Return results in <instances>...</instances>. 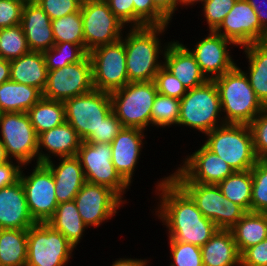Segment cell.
Listing matches in <instances>:
<instances>
[{"instance_id": "55", "label": "cell", "mask_w": 267, "mask_h": 266, "mask_svg": "<svg viewBox=\"0 0 267 266\" xmlns=\"http://www.w3.org/2000/svg\"><path fill=\"white\" fill-rule=\"evenodd\" d=\"M206 0H177V10H178V6L182 5V6H193L194 4L196 5L197 3H200L203 5V3L205 2Z\"/></svg>"}, {"instance_id": "37", "label": "cell", "mask_w": 267, "mask_h": 266, "mask_svg": "<svg viewBox=\"0 0 267 266\" xmlns=\"http://www.w3.org/2000/svg\"><path fill=\"white\" fill-rule=\"evenodd\" d=\"M30 52L20 24L0 29V58L12 61Z\"/></svg>"}, {"instance_id": "7", "label": "cell", "mask_w": 267, "mask_h": 266, "mask_svg": "<svg viewBox=\"0 0 267 266\" xmlns=\"http://www.w3.org/2000/svg\"><path fill=\"white\" fill-rule=\"evenodd\" d=\"M75 249L47 223H35L27 229L26 266H66Z\"/></svg>"}, {"instance_id": "13", "label": "cell", "mask_w": 267, "mask_h": 266, "mask_svg": "<svg viewBox=\"0 0 267 266\" xmlns=\"http://www.w3.org/2000/svg\"><path fill=\"white\" fill-rule=\"evenodd\" d=\"M177 184L192 198L203 216L219 229H231L246 213L241 206L225 198L217 185Z\"/></svg>"}, {"instance_id": "6", "label": "cell", "mask_w": 267, "mask_h": 266, "mask_svg": "<svg viewBox=\"0 0 267 266\" xmlns=\"http://www.w3.org/2000/svg\"><path fill=\"white\" fill-rule=\"evenodd\" d=\"M157 93L154 81L129 82L110 93L112 111L123 127L145 131L151 126L152 106Z\"/></svg>"}, {"instance_id": "24", "label": "cell", "mask_w": 267, "mask_h": 266, "mask_svg": "<svg viewBox=\"0 0 267 266\" xmlns=\"http://www.w3.org/2000/svg\"><path fill=\"white\" fill-rule=\"evenodd\" d=\"M81 142L82 140L75 129L65 121L58 127H54L38 136V163H46L52 160L51 156L55 158L76 156Z\"/></svg>"}, {"instance_id": "19", "label": "cell", "mask_w": 267, "mask_h": 266, "mask_svg": "<svg viewBox=\"0 0 267 266\" xmlns=\"http://www.w3.org/2000/svg\"><path fill=\"white\" fill-rule=\"evenodd\" d=\"M194 44L196 45L190 52L208 80L222 76L237 65L229 52V50L231 51L230 46L232 45L233 48L236 45L215 31H209L205 38Z\"/></svg>"}, {"instance_id": "20", "label": "cell", "mask_w": 267, "mask_h": 266, "mask_svg": "<svg viewBox=\"0 0 267 266\" xmlns=\"http://www.w3.org/2000/svg\"><path fill=\"white\" fill-rule=\"evenodd\" d=\"M145 131L138 128L123 127L111 142L112 163L122 179L131 186L136 165L139 163Z\"/></svg>"}, {"instance_id": "43", "label": "cell", "mask_w": 267, "mask_h": 266, "mask_svg": "<svg viewBox=\"0 0 267 266\" xmlns=\"http://www.w3.org/2000/svg\"><path fill=\"white\" fill-rule=\"evenodd\" d=\"M154 82L161 95L180 100L187 93V88L164 66L157 72Z\"/></svg>"}, {"instance_id": "48", "label": "cell", "mask_w": 267, "mask_h": 266, "mask_svg": "<svg viewBox=\"0 0 267 266\" xmlns=\"http://www.w3.org/2000/svg\"><path fill=\"white\" fill-rule=\"evenodd\" d=\"M240 256V266H267V238L247 248Z\"/></svg>"}, {"instance_id": "5", "label": "cell", "mask_w": 267, "mask_h": 266, "mask_svg": "<svg viewBox=\"0 0 267 266\" xmlns=\"http://www.w3.org/2000/svg\"><path fill=\"white\" fill-rule=\"evenodd\" d=\"M223 124L225 122L219 92L214 80H207L200 86L188 89L180 99L178 126L193 128L207 134Z\"/></svg>"}, {"instance_id": "52", "label": "cell", "mask_w": 267, "mask_h": 266, "mask_svg": "<svg viewBox=\"0 0 267 266\" xmlns=\"http://www.w3.org/2000/svg\"><path fill=\"white\" fill-rule=\"evenodd\" d=\"M247 2L252 6L255 10L260 25L267 32V0H247Z\"/></svg>"}, {"instance_id": "23", "label": "cell", "mask_w": 267, "mask_h": 266, "mask_svg": "<svg viewBox=\"0 0 267 266\" xmlns=\"http://www.w3.org/2000/svg\"><path fill=\"white\" fill-rule=\"evenodd\" d=\"M36 222L31 216L20 179L0 189V229H28Z\"/></svg>"}, {"instance_id": "9", "label": "cell", "mask_w": 267, "mask_h": 266, "mask_svg": "<svg viewBox=\"0 0 267 266\" xmlns=\"http://www.w3.org/2000/svg\"><path fill=\"white\" fill-rule=\"evenodd\" d=\"M76 157L80 161L87 182L106 186L113 190L125 203L127 202L123 196L130 186L115 170L112 163L110 143L82 141Z\"/></svg>"}, {"instance_id": "11", "label": "cell", "mask_w": 267, "mask_h": 266, "mask_svg": "<svg viewBox=\"0 0 267 266\" xmlns=\"http://www.w3.org/2000/svg\"><path fill=\"white\" fill-rule=\"evenodd\" d=\"M66 121L82 141L97 133L102 120L112 112L109 92L93 89L91 92L64 101Z\"/></svg>"}, {"instance_id": "27", "label": "cell", "mask_w": 267, "mask_h": 266, "mask_svg": "<svg viewBox=\"0 0 267 266\" xmlns=\"http://www.w3.org/2000/svg\"><path fill=\"white\" fill-rule=\"evenodd\" d=\"M47 73L43 52L30 51L10 61V80L36 87L42 93L47 83Z\"/></svg>"}, {"instance_id": "35", "label": "cell", "mask_w": 267, "mask_h": 266, "mask_svg": "<svg viewBox=\"0 0 267 266\" xmlns=\"http://www.w3.org/2000/svg\"><path fill=\"white\" fill-rule=\"evenodd\" d=\"M87 55L85 45L70 42L55 43L53 47L43 52L47 70L63 68L69 64L82 61Z\"/></svg>"}, {"instance_id": "53", "label": "cell", "mask_w": 267, "mask_h": 266, "mask_svg": "<svg viewBox=\"0 0 267 266\" xmlns=\"http://www.w3.org/2000/svg\"><path fill=\"white\" fill-rule=\"evenodd\" d=\"M147 259H134L133 258H118V260H115L112 262V265L110 266H148Z\"/></svg>"}, {"instance_id": "21", "label": "cell", "mask_w": 267, "mask_h": 266, "mask_svg": "<svg viewBox=\"0 0 267 266\" xmlns=\"http://www.w3.org/2000/svg\"><path fill=\"white\" fill-rule=\"evenodd\" d=\"M20 25L30 51L44 52L55 44L51 19L34 0L24 3Z\"/></svg>"}, {"instance_id": "10", "label": "cell", "mask_w": 267, "mask_h": 266, "mask_svg": "<svg viewBox=\"0 0 267 266\" xmlns=\"http://www.w3.org/2000/svg\"><path fill=\"white\" fill-rule=\"evenodd\" d=\"M80 10L84 45L88 53L123 37L122 31L127 27L114 15L104 0H83Z\"/></svg>"}, {"instance_id": "33", "label": "cell", "mask_w": 267, "mask_h": 266, "mask_svg": "<svg viewBox=\"0 0 267 266\" xmlns=\"http://www.w3.org/2000/svg\"><path fill=\"white\" fill-rule=\"evenodd\" d=\"M27 113L37 136L66 121L64 102L44 97L33 105Z\"/></svg>"}, {"instance_id": "39", "label": "cell", "mask_w": 267, "mask_h": 266, "mask_svg": "<svg viewBox=\"0 0 267 266\" xmlns=\"http://www.w3.org/2000/svg\"><path fill=\"white\" fill-rule=\"evenodd\" d=\"M251 212L267 213V166L259 160L251 168Z\"/></svg>"}, {"instance_id": "42", "label": "cell", "mask_w": 267, "mask_h": 266, "mask_svg": "<svg viewBox=\"0 0 267 266\" xmlns=\"http://www.w3.org/2000/svg\"><path fill=\"white\" fill-rule=\"evenodd\" d=\"M237 0H206L203 5L204 18L208 24L207 30L215 31L231 11Z\"/></svg>"}, {"instance_id": "15", "label": "cell", "mask_w": 267, "mask_h": 266, "mask_svg": "<svg viewBox=\"0 0 267 266\" xmlns=\"http://www.w3.org/2000/svg\"><path fill=\"white\" fill-rule=\"evenodd\" d=\"M183 164L169 176L176 183H201L217 185L235 171L221 157L209 150L204 144L188 154Z\"/></svg>"}, {"instance_id": "14", "label": "cell", "mask_w": 267, "mask_h": 266, "mask_svg": "<svg viewBox=\"0 0 267 266\" xmlns=\"http://www.w3.org/2000/svg\"><path fill=\"white\" fill-rule=\"evenodd\" d=\"M31 174L21 169L20 181L32 218L36 223H46L58 206L55 181L51 170L44 163H34Z\"/></svg>"}, {"instance_id": "22", "label": "cell", "mask_w": 267, "mask_h": 266, "mask_svg": "<svg viewBox=\"0 0 267 266\" xmlns=\"http://www.w3.org/2000/svg\"><path fill=\"white\" fill-rule=\"evenodd\" d=\"M190 47L178 40L168 43L163 58V66L168 69L186 88L193 89L208 79L201 72Z\"/></svg>"}, {"instance_id": "16", "label": "cell", "mask_w": 267, "mask_h": 266, "mask_svg": "<svg viewBox=\"0 0 267 266\" xmlns=\"http://www.w3.org/2000/svg\"><path fill=\"white\" fill-rule=\"evenodd\" d=\"M92 64L89 55L63 68L48 70L43 97L56 101L89 93L93 90Z\"/></svg>"}, {"instance_id": "40", "label": "cell", "mask_w": 267, "mask_h": 266, "mask_svg": "<svg viewBox=\"0 0 267 266\" xmlns=\"http://www.w3.org/2000/svg\"><path fill=\"white\" fill-rule=\"evenodd\" d=\"M134 28L166 26L170 21L154 6L153 0H133Z\"/></svg>"}, {"instance_id": "25", "label": "cell", "mask_w": 267, "mask_h": 266, "mask_svg": "<svg viewBox=\"0 0 267 266\" xmlns=\"http://www.w3.org/2000/svg\"><path fill=\"white\" fill-rule=\"evenodd\" d=\"M57 160L60 162L55 164L53 160H49L44 164L51 170L54 177L55 195L59 204L73 201L86 180L83 168L76 156L59 157Z\"/></svg>"}, {"instance_id": "29", "label": "cell", "mask_w": 267, "mask_h": 266, "mask_svg": "<svg viewBox=\"0 0 267 266\" xmlns=\"http://www.w3.org/2000/svg\"><path fill=\"white\" fill-rule=\"evenodd\" d=\"M42 97L36 87L9 80L0 85V113H27Z\"/></svg>"}, {"instance_id": "34", "label": "cell", "mask_w": 267, "mask_h": 266, "mask_svg": "<svg viewBox=\"0 0 267 266\" xmlns=\"http://www.w3.org/2000/svg\"><path fill=\"white\" fill-rule=\"evenodd\" d=\"M222 194L228 200L241 206L246 212H251L252 173L235 171L217 184Z\"/></svg>"}, {"instance_id": "2", "label": "cell", "mask_w": 267, "mask_h": 266, "mask_svg": "<svg viewBox=\"0 0 267 266\" xmlns=\"http://www.w3.org/2000/svg\"><path fill=\"white\" fill-rule=\"evenodd\" d=\"M167 27L169 25L127 28L124 48L129 82L154 81L157 72L163 66V60L159 58L164 56L169 43L163 45L162 39H159L167 31Z\"/></svg>"}, {"instance_id": "36", "label": "cell", "mask_w": 267, "mask_h": 266, "mask_svg": "<svg viewBox=\"0 0 267 266\" xmlns=\"http://www.w3.org/2000/svg\"><path fill=\"white\" fill-rule=\"evenodd\" d=\"M55 43L84 45L81 10L51 21Z\"/></svg>"}, {"instance_id": "49", "label": "cell", "mask_w": 267, "mask_h": 266, "mask_svg": "<svg viewBox=\"0 0 267 266\" xmlns=\"http://www.w3.org/2000/svg\"><path fill=\"white\" fill-rule=\"evenodd\" d=\"M114 15L128 28H134L133 0H104ZM130 24V25H129Z\"/></svg>"}, {"instance_id": "3", "label": "cell", "mask_w": 267, "mask_h": 266, "mask_svg": "<svg viewBox=\"0 0 267 266\" xmlns=\"http://www.w3.org/2000/svg\"><path fill=\"white\" fill-rule=\"evenodd\" d=\"M213 80L219 92L225 123L249 125L265 108L238 65Z\"/></svg>"}, {"instance_id": "44", "label": "cell", "mask_w": 267, "mask_h": 266, "mask_svg": "<svg viewBox=\"0 0 267 266\" xmlns=\"http://www.w3.org/2000/svg\"><path fill=\"white\" fill-rule=\"evenodd\" d=\"M123 125L112 111L101 122L97 133H92L85 141L88 143H110L122 130Z\"/></svg>"}, {"instance_id": "12", "label": "cell", "mask_w": 267, "mask_h": 266, "mask_svg": "<svg viewBox=\"0 0 267 266\" xmlns=\"http://www.w3.org/2000/svg\"><path fill=\"white\" fill-rule=\"evenodd\" d=\"M95 90L111 93L129 83L124 36L117 42L94 48L88 53Z\"/></svg>"}, {"instance_id": "54", "label": "cell", "mask_w": 267, "mask_h": 266, "mask_svg": "<svg viewBox=\"0 0 267 266\" xmlns=\"http://www.w3.org/2000/svg\"><path fill=\"white\" fill-rule=\"evenodd\" d=\"M10 80V61L0 58V85Z\"/></svg>"}, {"instance_id": "57", "label": "cell", "mask_w": 267, "mask_h": 266, "mask_svg": "<svg viewBox=\"0 0 267 266\" xmlns=\"http://www.w3.org/2000/svg\"><path fill=\"white\" fill-rule=\"evenodd\" d=\"M258 160L267 166V151Z\"/></svg>"}, {"instance_id": "26", "label": "cell", "mask_w": 267, "mask_h": 266, "mask_svg": "<svg viewBox=\"0 0 267 266\" xmlns=\"http://www.w3.org/2000/svg\"><path fill=\"white\" fill-rule=\"evenodd\" d=\"M200 248L203 266L241 265V256L230 229H218Z\"/></svg>"}, {"instance_id": "46", "label": "cell", "mask_w": 267, "mask_h": 266, "mask_svg": "<svg viewBox=\"0 0 267 266\" xmlns=\"http://www.w3.org/2000/svg\"><path fill=\"white\" fill-rule=\"evenodd\" d=\"M253 137V147L259 159L267 151V107L249 124Z\"/></svg>"}, {"instance_id": "47", "label": "cell", "mask_w": 267, "mask_h": 266, "mask_svg": "<svg viewBox=\"0 0 267 266\" xmlns=\"http://www.w3.org/2000/svg\"><path fill=\"white\" fill-rule=\"evenodd\" d=\"M26 0H0V29L20 24Z\"/></svg>"}, {"instance_id": "51", "label": "cell", "mask_w": 267, "mask_h": 266, "mask_svg": "<svg viewBox=\"0 0 267 266\" xmlns=\"http://www.w3.org/2000/svg\"><path fill=\"white\" fill-rule=\"evenodd\" d=\"M154 6L171 22L177 11V0H153Z\"/></svg>"}, {"instance_id": "38", "label": "cell", "mask_w": 267, "mask_h": 266, "mask_svg": "<svg viewBox=\"0 0 267 266\" xmlns=\"http://www.w3.org/2000/svg\"><path fill=\"white\" fill-rule=\"evenodd\" d=\"M179 116L180 100L157 93L152 106L151 127H176Z\"/></svg>"}, {"instance_id": "4", "label": "cell", "mask_w": 267, "mask_h": 266, "mask_svg": "<svg viewBox=\"0 0 267 266\" xmlns=\"http://www.w3.org/2000/svg\"><path fill=\"white\" fill-rule=\"evenodd\" d=\"M204 145L234 171L250 170L258 161L248 124L225 123L205 134Z\"/></svg>"}, {"instance_id": "31", "label": "cell", "mask_w": 267, "mask_h": 266, "mask_svg": "<svg viewBox=\"0 0 267 266\" xmlns=\"http://www.w3.org/2000/svg\"><path fill=\"white\" fill-rule=\"evenodd\" d=\"M46 223L62 233L75 248L81 242L85 230L89 228L83 222L74 200L59 203L54 215Z\"/></svg>"}, {"instance_id": "56", "label": "cell", "mask_w": 267, "mask_h": 266, "mask_svg": "<svg viewBox=\"0 0 267 266\" xmlns=\"http://www.w3.org/2000/svg\"><path fill=\"white\" fill-rule=\"evenodd\" d=\"M10 157L7 155L6 149L0 141V164L10 161Z\"/></svg>"}, {"instance_id": "8", "label": "cell", "mask_w": 267, "mask_h": 266, "mask_svg": "<svg viewBox=\"0 0 267 266\" xmlns=\"http://www.w3.org/2000/svg\"><path fill=\"white\" fill-rule=\"evenodd\" d=\"M0 128V141L10 159L28 166L32 160L38 163V136L28 113H0Z\"/></svg>"}, {"instance_id": "32", "label": "cell", "mask_w": 267, "mask_h": 266, "mask_svg": "<svg viewBox=\"0 0 267 266\" xmlns=\"http://www.w3.org/2000/svg\"><path fill=\"white\" fill-rule=\"evenodd\" d=\"M27 229H0V266H26Z\"/></svg>"}, {"instance_id": "50", "label": "cell", "mask_w": 267, "mask_h": 266, "mask_svg": "<svg viewBox=\"0 0 267 266\" xmlns=\"http://www.w3.org/2000/svg\"><path fill=\"white\" fill-rule=\"evenodd\" d=\"M24 167V168H23ZM27 165L11 159L8 162L0 164V189L14 184L20 178L21 169H26Z\"/></svg>"}, {"instance_id": "30", "label": "cell", "mask_w": 267, "mask_h": 266, "mask_svg": "<svg viewBox=\"0 0 267 266\" xmlns=\"http://www.w3.org/2000/svg\"><path fill=\"white\" fill-rule=\"evenodd\" d=\"M230 231L241 255L267 238V213L246 212Z\"/></svg>"}, {"instance_id": "45", "label": "cell", "mask_w": 267, "mask_h": 266, "mask_svg": "<svg viewBox=\"0 0 267 266\" xmlns=\"http://www.w3.org/2000/svg\"><path fill=\"white\" fill-rule=\"evenodd\" d=\"M52 20L78 12L83 0H34Z\"/></svg>"}, {"instance_id": "17", "label": "cell", "mask_w": 267, "mask_h": 266, "mask_svg": "<svg viewBox=\"0 0 267 266\" xmlns=\"http://www.w3.org/2000/svg\"><path fill=\"white\" fill-rule=\"evenodd\" d=\"M83 222L90 227H99L112 220L125 202L110 188L85 182L74 198Z\"/></svg>"}, {"instance_id": "18", "label": "cell", "mask_w": 267, "mask_h": 266, "mask_svg": "<svg viewBox=\"0 0 267 266\" xmlns=\"http://www.w3.org/2000/svg\"><path fill=\"white\" fill-rule=\"evenodd\" d=\"M215 32L240 49L255 42L267 41V32L247 0H237Z\"/></svg>"}, {"instance_id": "1", "label": "cell", "mask_w": 267, "mask_h": 266, "mask_svg": "<svg viewBox=\"0 0 267 266\" xmlns=\"http://www.w3.org/2000/svg\"><path fill=\"white\" fill-rule=\"evenodd\" d=\"M160 179L154 186L159 202L153 210L166 226L168 239L203 246L219 228L203 216L192 198L170 176Z\"/></svg>"}, {"instance_id": "28", "label": "cell", "mask_w": 267, "mask_h": 266, "mask_svg": "<svg viewBox=\"0 0 267 266\" xmlns=\"http://www.w3.org/2000/svg\"><path fill=\"white\" fill-rule=\"evenodd\" d=\"M248 59L247 75L258 100L267 107V41L255 42L242 47Z\"/></svg>"}, {"instance_id": "41", "label": "cell", "mask_w": 267, "mask_h": 266, "mask_svg": "<svg viewBox=\"0 0 267 266\" xmlns=\"http://www.w3.org/2000/svg\"><path fill=\"white\" fill-rule=\"evenodd\" d=\"M170 266H203L200 246L169 239Z\"/></svg>"}]
</instances>
